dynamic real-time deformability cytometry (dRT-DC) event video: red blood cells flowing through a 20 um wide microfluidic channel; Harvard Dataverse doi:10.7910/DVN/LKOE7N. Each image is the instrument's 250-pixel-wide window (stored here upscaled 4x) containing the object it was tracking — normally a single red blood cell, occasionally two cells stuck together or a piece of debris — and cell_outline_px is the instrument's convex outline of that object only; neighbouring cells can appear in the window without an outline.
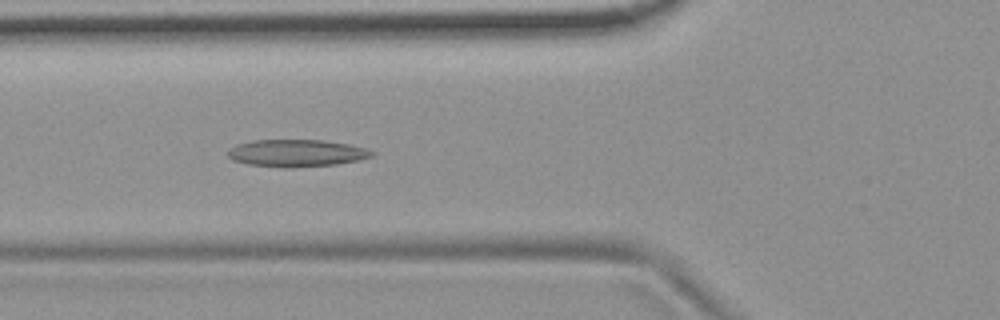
{"species": "common noctule bat (a hibernating species)", "species_latin": "Nyctalus noctula", "temperature_condition": "room temperature", "stored_images_in_passage": 54, "camera_frame_rate_fps": 3000, "um_per_image_px": 0.085, "animal": {"sex": "female", "body_mass_g": 19.9}, "frame": {"image": 1, "passage_image": 20, "time_ms": 6.333, "image_size_px": [1000, 320], "cell_outline_px": [[376, 152], [372, 156], [360, 160], [336, 164], [292, 168], [288, 168], [248, 164], [232, 160], [224, 152], [236, 144], [252, 140], [324, 140], [348, 144], [364, 148]], "centroid_in_image_um": [25.17, 13.01], "position_along_channel_um": 100.6, "area_um2": 23.0}}
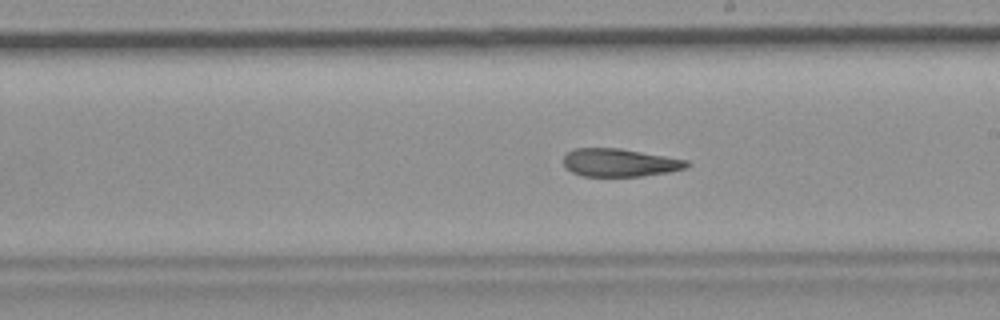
{"frame": {"image": 2, "passage_image": 31, "time_ms": 10.0, "image_size_px": [1000, 320], "cell_outline_px": [[692, 164], [684, 168], [668, 172], [640, 176], [580, 176], [564, 168], [564, 156], [568, 152], [576, 148], [620, 148], [688, 160]], "centroid_in_image_um": [52.65, 13.82], "position_along_channel_um": 236.3, "area_um2": 20.11}}
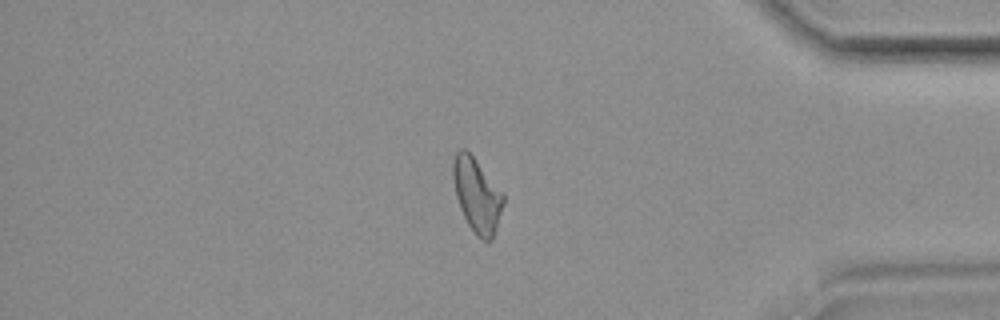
{"frame": {"image": 3, "passage_image": 46, "time_ms": 15.0, "image_size_px": [1000, 320], "cell_outline_px": [[504, 204], [492, 240], [488, 244], [480, 240], [472, 232], [460, 208], [456, 196], [452, 176], [452, 160], [456, 152], [460, 148], [464, 148], [472, 156], [504, 196]], "centroid_in_image_um": [40.51, 16.65], "position_along_channel_um": 394.7, "area_um2": 21.56}, "authors_computed_cell_mechanics": {"area_um2": 22.0796, "velocity_mm_per_s": 3.7062, "shape_relaxation_time_tau1_ms": null, "shape_relaxation_time_tau2_ms": 6.5723, "deformation_change_tau1": null, "deformation_change_tau2": 0.1521}}